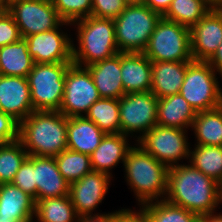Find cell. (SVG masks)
Segmentation results:
<instances>
[{
	"instance_id": "1",
	"label": "cell",
	"mask_w": 222,
	"mask_h": 222,
	"mask_svg": "<svg viewBox=\"0 0 222 222\" xmlns=\"http://www.w3.org/2000/svg\"><path fill=\"white\" fill-rule=\"evenodd\" d=\"M163 200L200 216L208 215L222 203V186L193 166L178 164L168 169Z\"/></svg>"
},
{
	"instance_id": "2",
	"label": "cell",
	"mask_w": 222,
	"mask_h": 222,
	"mask_svg": "<svg viewBox=\"0 0 222 222\" xmlns=\"http://www.w3.org/2000/svg\"><path fill=\"white\" fill-rule=\"evenodd\" d=\"M28 155L56 157L67 149V117L59 111H33L19 124Z\"/></svg>"
},
{
	"instance_id": "3",
	"label": "cell",
	"mask_w": 222,
	"mask_h": 222,
	"mask_svg": "<svg viewBox=\"0 0 222 222\" xmlns=\"http://www.w3.org/2000/svg\"><path fill=\"white\" fill-rule=\"evenodd\" d=\"M137 146L129 149L123 165L126 180L143 205L166 196L169 168Z\"/></svg>"
},
{
	"instance_id": "4",
	"label": "cell",
	"mask_w": 222,
	"mask_h": 222,
	"mask_svg": "<svg viewBox=\"0 0 222 222\" xmlns=\"http://www.w3.org/2000/svg\"><path fill=\"white\" fill-rule=\"evenodd\" d=\"M71 24H77L78 28L79 48L72 44L74 64L86 67L119 53L113 19L88 16Z\"/></svg>"
},
{
	"instance_id": "5",
	"label": "cell",
	"mask_w": 222,
	"mask_h": 222,
	"mask_svg": "<svg viewBox=\"0 0 222 222\" xmlns=\"http://www.w3.org/2000/svg\"><path fill=\"white\" fill-rule=\"evenodd\" d=\"M162 15L144 3H128L115 19V39L119 52L143 53Z\"/></svg>"
},
{
	"instance_id": "6",
	"label": "cell",
	"mask_w": 222,
	"mask_h": 222,
	"mask_svg": "<svg viewBox=\"0 0 222 222\" xmlns=\"http://www.w3.org/2000/svg\"><path fill=\"white\" fill-rule=\"evenodd\" d=\"M73 62L35 63L27 76L34 111H59L65 74Z\"/></svg>"
},
{
	"instance_id": "7",
	"label": "cell",
	"mask_w": 222,
	"mask_h": 222,
	"mask_svg": "<svg viewBox=\"0 0 222 222\" xmlns=\"http://www.w3.org/2000/svg\"><path fill=\"white\" fill-rule=\"evenodd\" d=\"M143 53L151 61L191 62L190 28L161 17Z\"/></svg>"
},
{
	"instance_id": "8",
	"label": "cell",
	"mask_w": 222,
	"mask_h": 222,
	"mask_svg": "<svg viewBox=\"0 0 222 222\" xmlns=\"http://www.w3.org/2000/svg\"><path fill=\"white\" fill-rule=\"evenodd\" d=\"M180 94L196 113L222 105V90L216 72L207 61L192 60L187 65Z\"/></svg>"
},
{
	"instance_id": "9",
	"label": "cell",
	"mask_w": 222,
	"mask_h": 222,
	"mask_svg": "<svg viewBox=\"0 0 222 222\" xmlns=\"http://www.w3.org/2000/svg\"><path fill=\"white\" fill-rule=\"evenodd\" d=\"M186 130L156 125L143 136L137 137L138 144L168 168L178 165V160L189 159V143Z\"/></svg>"
},
{
	"instance_id": "10",
	"label": "cell",
	"mask_w": 222,
	"mask_h": 222,
	"mask_svg": "<svg viewBox=\"0 0 222 222\" xmlns=\"http://www.w3.org/2000/svg\"><path fill=\"white\" fill-rule=\"evenodd\" d=\"M158 98L151 92L125 93L119 99L121 133L142 136L157 125ZM142 132V133H141Z\"/></svg>"
},
{
	"instance_id": "11",
	"label": "cell",
	"mask_w": 222,
	"mask_h": 222,
	"mask_svg": "<svg viewBox=\"0 0 222 222\" xmlns=\"http://www.w3.org/2000/svg\"><path fill=\"white\" fill-rule=\"evenodd\" d=\"M100 98L89 70L72 63L65 74L64 94L59 112L66 117L83 116L82 113L86 114L91 105Z\"/></svg>"
},
{
	"instance_id": "12",
	"label": "cell",
	"mask_w": 222,
	"mask_h": 222,
	"mask_svg": "<svg viewBox=\"0 0 222 222\" xmlns=\"http://www.w3.org/2000/svg\"><path fill=\"white\" fill-rule=\"evenodd\" d=\"M8 12L22 38L53 30L63 22L51 0H19L10 4Z\"/></svg>"
},
{
	"instance_id": "13",
	"label": "cell",
	"mask_w": 222,
	"mask_h": 222,
	"mask_svg": "<svg viewBox=\"0 0 222 222\" xmlns=\"http://www.w3.org/2000/svg\"><path fill=\"white\" fill-rule=\"evenodd\" d=\"M71 25L63 21L57 28L25 37L27 48L34 63L73 62L72 41L59 27Z\"/></svg>"
},
{
	"instance_id": "14",
	"label": "cell",
	"mask_w": 222,
	"mask_h": 222,
	"mask_svg": "<svg viewBox=\"0 0 222 222\" xmlns=\"http://www.w3.org/2000/svg\"><path fill=\"white\" fill-rule=\"evenodd\" d=\"M112 175L91 171L78 181L70 183L69 197L79 218L91 216L108 192Z\"/></svg>"
},
{
	"instance_id": "15",
	"label": "cell",
	"mask_w": 222,
	"mask_h": 222,
	"mask_svg": "<svg viewBox=\"0 0 222 222\" xmlns=\"http://www.w3.org/2000/svg\"><path fill=\"white\" fill-rule=\"evenodd\" d=\"M191 54L194 61H208L222 43V8L210 11L190 28Z\"/></svg>"
},
{
	"instance_id": "16",
	"label": "cell",
	"mask_w": 222,
	"mask_h": 222,
	"mask_svg": "<svg viewBox=\"0 0 222 222\" xmlns=\"http://www.w3.org/2000/svg\"><path fill=\"white\" fill-rule=\"evenodd\" d=\"M33 111L28 79L0 74V112L20 124Z\"/></svg>"
},
{
	"instance_id": "17",
	"label": "cell",
	"mask_w": 222,
	"mask_h": 222,
	"mask_svg": "<svg viewBox=\"0 0 222 222\" xmlns=\"http://www.w3.org/2000/svg\"><path fill=\"white\" fill-rule=\"evenodd\" d=\"M37 200L68 196L70 184L61 175L54 157L34 155Z\"/></svg>"
},
{
	"instance_id": "18",
	"label": "cell",
	"mask_w": 222,
	"mask_h": 222,
	"mask_svg": "<svg viewBox=\"0 0 222 222\" xmlns=\"http://www.w3.org/2000/svg\"><path fill=\"white\" fill-rule=\"evenodd\" d=\"M121 78L125 93L150 91L152 61L144 53H121Z\"/></svg>"
},
{
	"instance_id": "19",
	"label": "cell",
	"mask_w": 222,
	"mask_h": 222,
	"mask_svg": "<svg viewBox=\"0 0 222 222\" xmlns=\"http://www.w3.org/2000/svg\"><path fill=\"white\" fill-rule=\"evenodd\" d=\"M86 68L101 98L120 99L125 94L121 78V52Z\"/></svg>"
},
{
	"instance_id": "20",
	"label": "cell",
	"mask_w": 222,
	"mask_h": 222,
	"mask_svg": "<svg viewBox=\"0 0 222 222\" xmlns=\"http://www.w3.org/2000/svg\"><path fill=\"white\" fill-rule=\"evenodd\" d=\"M105 133L85 116L67 117V149L91 155Z\"/></svg>"
},
{
	"instance_id": "21",
	"label": "cell",
	"mask_w": 222,
	"mask_h": 222,
	"mask_svg": "<svg viewBox=\"0 0 222 222\" xmlns=\"http://www.w3.org/2000/svg\"><path fill=\"white\" fill-rule=\"evenodd\" d=\"M190 62L152 61L151 92L158 98L179 94Z\"/></svg>"
},
{
	"instance_id": "22",
	"label": "cell",
	"mask_w": 222,
	"mask_h": 222,
	"mask_svg": "<svg viewBox=\"0 0 222 222\" xmlns=\"http://www.w3.org/2000/svg\"><path fill=\"white\" fill-rule=\"evenodd\" d=\"M36 202L12 183L0 185V216L14 222H32Z\"/></svg>"
},
{
	"instance_id": "23",
	"label": "cell",
	"mask_w": 222,
	"mask_h": 222,
	"mask_svg": "<svg viewBox=\"0 0 222 222\" xmlns=\"http://www.w3.org/2000/svg\"><path fill=\"white\" fill-rule=\"evenodd\" d=\"M127 137L122 133L105 134L99 146L90 155L92 170L111 175L109 171L120 163V160L124 163L131 148Z\"/></svg>"
},
{
	"instance_id": "24",
	"label": "cell",
	"mask_w": 222,
	"mask_h": 222,
	"mask_svg": "<svg viewBox=\"0 0 222 222\" xmlns=\"http://www.w3.org/2000/svg\"><path fill=\"white\" fill-rule=\"evenodd\" d=\"M195 110L179 94L158 99L157 125L186 130L196 117Z\"/></svg>"
},
{
	"instance_id": "25",
	"label": "cell",
	"mask_w": 222,
	"mask_h": 222,
	"mask_svg": "<svg viewBox=\"0 0 222 222\" xmlns=\"http://www.w3.org/2000/svg\"><path fill=\"white\" fill-rule=\"evenodd\" d=\"M27 48V41H19L0 47V74L27 78L34 66Z\"/></svg>"
},
{
	"instance_id": "26",
	"label": "cell",
	"mask_w": 222,
	"mask_h": 222,
	"mask_svg": "<svg viewBox=\"0 0 222 222\" xmlns=\"http://www.w3.org/2000/svg\"><path fill=\"white\" fill-rule=\"evenodd\" d=\"M191 128L194 129L197 145L222 146V105L198 112Z\"/></svg>"
},
{
	"instance_id": "27",
	"label": "cell",
	"mask_w": 222,
	"mask_h": 222,
	"mask_svg": "<svg viewBox=\"0 0 222 222\" xmlns=\"http://www.w3.org/2000/svg\"><path fill=\"white\" fill-rule=\"evenodd\" d=\"M35 217L39 222L80 221L69 195L37 200Z\"/></svg>"
},
{
	"instance_id": "28",
	"label": "cell",
	"mask_w": 222,
	"mask_h": 222,
	"mask_svg": "<svg viewBox=\"0 0 222 222\" xmlns=\"http://www.w3.org/2000/svg\"><path fill=\"white\" fill-rule=\"evenodd\" d=\"M190 165L222 186V146L196 145L189 153Z\"/></svg>"
},
{
	"instance_id": "29",
	"label": "cell",
	"mask_w": 222,
	"mask_h": 222,
	"mask_svg": "<svg viewBox=\"0 0 222 222\" xmlns=\"http://www.w3.org/2000/svg\"><path fill=\"white\" fill-rule=\"evenodd\" d=\"M85 117L93 121L105 134L121 133L119 99L100 98L91 105Z\"/></svg>"
},
{
	"instance_id": "30",
	"label": "cell",
	"mask_w": 222,
	"mask_h": 222,
	"mask_svg": "<svg viewBox=\"0 0 222 222\" xmlns=\"http://www.w3.org/2000/svg\"><path fill=\"white\" fill-rule=\"evenodd\" d=\"M211 8L212 7L204 0H173L162 17L191 28L198 23Z\"/></svg>"
},
{
	"instance_id": "31",
	"label": "cell",
	"mask_w": 222,
	"mask_h": 222,
	"mask_svg": "<svg viewBox=\"0 0 222 222\" xmlns=\"http://www.w3.org/2000/svg\"><path fill=\"white\" fill-rule=\"evenodd\" d=\"M150 222H200L201 216L160 199L141 205Z\"/></svg>"
},
{
	"instance_id": "32",
	"label": "cell",
	"mask_w": 222,
	"mask_h": 222,
	"mask_svg": "<svg viewBox=\"0 0 222 222\" xmlns=\"http://www.w3.org/2000/svg\"><path fill=\"white\" fill-rule=\"evenodd\" d=\"M28 157L21 141L0 144V185L11 183L20 166Z\"/></svg>"
},
{
	"instance_id": "33",
	"label": "cell",
	"mask_w": 222,
	"mask_h": 222,
	"mask_svg": "<svg viewBox=\"0 0 222 222\" xmlns=\"http://www.w3.org/2000/svg\"><path fill=\"white\" fill-rule=\"evenodd\" d=\"M54 158L61 175L69 184L92 171L90 156L87 154L65 149Z\"/></svg>"
},
{
	"instance_id": "34",
	"label": "cell",
	"mask_w": 222,
	"mask_h": 222,
	"mask_svg": "<svg viewBox=\"0 0 222 222\" xmlns=\"http://www.w3.org/2000/svg\"><path fill=\"white\" fill-rule=\"evenodd\" d=\"M59 17L72 23L79 19L91 16L93 0H51Z\"/></svg>"
},
{
	"instance_id": "35",
	"label": "cell",
	"mask_w": 222,
	"mask_h": 222,
	"mask_svg": "<svg viewBox=\"0 0 222 222\" xmlns=\"http://www.w3.org/2000/svg\"><path fill=\"white\" fill-rule=\"evenodd\" d=\"M11 183L33 197L35 202L37 201V185L35 184L34 177V155H28Z\"/></svg>"
},
{
	"instance_id": "36",
	"label": "cell",
	"mask_w": 222,
	"mask_h": 222,
	"mask_svg": "<svg viewBox=\"0 0 222 222\" xmlns=\"http://www.w3.org/2000/svg\"><path fill=\"white\" fill-rule=\"evenodd\" d=\"M126 0H93L91 16L99 18H117L127 6Z\"/></svg>"
},
{
	"instance_id": "37",
	"label": "cell",
	"mask_w": 222,
	"mask_h": 222,
	"mask_svg": "<svg viewBox=\"0 0 222 222\" xmlns=\"http://www.w3.org/2000/svg\"><path fill=\"white\" fill-rule=\"evenodd\" d=\"M22 38L13 16L4 11L0 13V47L19 41Z\"/></svg>"
},
{
	"instance_id": "38",
	"label": "cell",
	"mask_w": 222,
	"mask_h": 222,
	"mask_svg": "<svg viewBox=\"0 0 222 222\" xmlns=\"http://www.w3.org/2000/svg\"><path fill=\"white\" fill-rule=\"evenodd\" d=\"M19 139V123L6 113L0 112V144Z\"/></svg>"
},
{
	"instance_id": "39",
	"label": "cell",
	"mask_w": 222,
	"mask_h": 222,
	"mask_svg": "<svg viewBox=\"0 0 222 222\" xmlns=\"http://www.w3.org/2000/svg\"><path fill=\"white\" fill-rule=\"evenodd\" d=\"M114 222H150V220L142 207L139 212L130 209H121L114 212Z\"/></svg>"
},
{
	"instance_id": "40",
	"label": "cell",
	"mask_w": 222,
	"mask_h": 222,
	"mask_svg": "<svg viewBox=\"0 0 222 222\" xmlns=\"http://www.w3.org/2000/svg\"><path fill=\"white\" fill-rule=\"evenodd\" d=\"M172 1L173 0H145L144 4L163 15L168 10Z\"/></svg>"
},
{
	"instance_id": "41",
	"label": "cell",
	"mask_w": 222,
	"mask_h": 222,
	"mask_svg": "<svg viewBox=\"0 0 222 222\" xmlns=\"http://www.w3.org/2000/svg\"><path fill=\"white\" fill-rule=\"evenodd\" d=\"M215 72L222 76V43L218 46L217 51L207 61Z\"/></svg>"
},
{
	"instance_id": "42",
	"label": "cell",
	"mask_w": 222,
	"mask_h": 222,
	"mask_svg": "<svg viewBox=\"0 0 222 222\" xmlns=\"http://www.w3.org/2000/svg\"><path fill=\"white\" fill-rule=\"evenodd\" d=\"M79 220V222H114V213H95V215L81 217Z\"/></svg>"
},
{
	"instance_id": "43",
	"label": "cell",
	"mask_w": 222,
	"mask_h": 222,
	"mask_svg": "<svg viewBox=\"0 0 222 222\" xmlns=\"http://www.w3.org/2000/svg\"><path fill=\"white\" fill-rule=\"evenodd\" d=\"M200 222H222V215H215L214 213L208 215H202L200 218Z\"/></svg>"
},
{
	"instance_id": "44",
	"label": "cell",
	"mask_w": 222,
	"mask_h": 222,
	"mask_svg": "<svg viewBox=\"0 0 222 222\" xmlns=\"http://www.w3.org/2000/svg\"><path fill=\"white\" fill-rule=\"evenodd\" d=\"M212 8H222V0H204Z\"/></svg>"
},
{
	"instance_id": "45",
	"label": "cell",
	"mask_w": 222,
	"mask_h": 222,
	"mask_svg": "<svg viewBox=\"0 0 222 222\" xmlns=\"http://www.w3.org/2000/svg\"><path fill=\"white\" fill-rule=\"evenodd\" d=\"M9 9V1L8 0H0V11H8Z\"/></svg>"
},
{
	"instance_id": "46",
	"label": "cell",
	"mask_w": 222,
	"mask_h": 222,
	"mask_svg": "<svg viewBox=\"0 0 222 222\" xmlns=\"http://www.w3.org/2000/svg\"><path fill=\"white\" fill-rule=\"evenodd\" d=\"M128 3H144L145 0H126Z\"/></svg>"
},
{
	"instance_id": "47",
	"label": "cell",
	"mask_w": 222,
	"mask_h": 222,
	"mask_svg": "<svg viewBox=\"0 0 222 222\" xmlns=\"http://www.w3.org/2000/svg\"><path fill=\"white\" fill-rule=\"evenodd\" d=\"M0 222H14L12 219H5L0 216Z\"/></svg>"
},
{
	"instance_id": "48",
	"label": "cell",
	"mask_w": 222,
	"mask_h": 222,
	"mask_svg": "<svg viewBox=\"0 0 222 222\" xmlns=\"http://www.w3.org/2000/svg\"><path fill=\"white\" fill-rule=\"evenodd\" d=\"M8 1H9V6H10L11 3L19 1V0H8Z\"/></svg>"
}]
</instances>
